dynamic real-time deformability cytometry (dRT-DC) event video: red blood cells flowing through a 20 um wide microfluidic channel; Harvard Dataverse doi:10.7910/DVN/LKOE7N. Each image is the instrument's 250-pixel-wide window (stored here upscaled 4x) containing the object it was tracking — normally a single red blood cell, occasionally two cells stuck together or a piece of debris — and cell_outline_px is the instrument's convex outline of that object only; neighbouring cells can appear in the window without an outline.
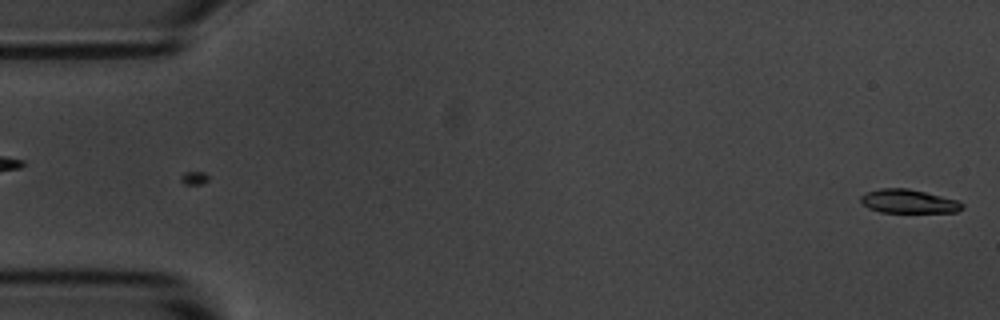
{"species": "common noctule bat (a hibernating species)", "species_latin": "Nyctalus noctula", "temperature_condition": "room temperature", "stored_images_in_passage": 5, "camera_frame_rate_fps": 3000, "um_per_image_px": 0.085, "animal": {"sex": "male", "body_mass_g": 20.1, "forearm_length_mm": 53.5}, "frame": {"image": 1, "passage_image": 5, "time_ms": 5.333, "image_size_px": [1000, 320], "cell_outline_px": [[964, 208], [956, 212], [880, 212], [868, 208], [860, 200], [860, 196], [864, 192], [880, 188], [908, 188], [956, 200], [964, 204]], "centroid_in_image_um": [77.19, 17.11], "position_along_channel_um": 7.8, "area_um2": 13.99}}